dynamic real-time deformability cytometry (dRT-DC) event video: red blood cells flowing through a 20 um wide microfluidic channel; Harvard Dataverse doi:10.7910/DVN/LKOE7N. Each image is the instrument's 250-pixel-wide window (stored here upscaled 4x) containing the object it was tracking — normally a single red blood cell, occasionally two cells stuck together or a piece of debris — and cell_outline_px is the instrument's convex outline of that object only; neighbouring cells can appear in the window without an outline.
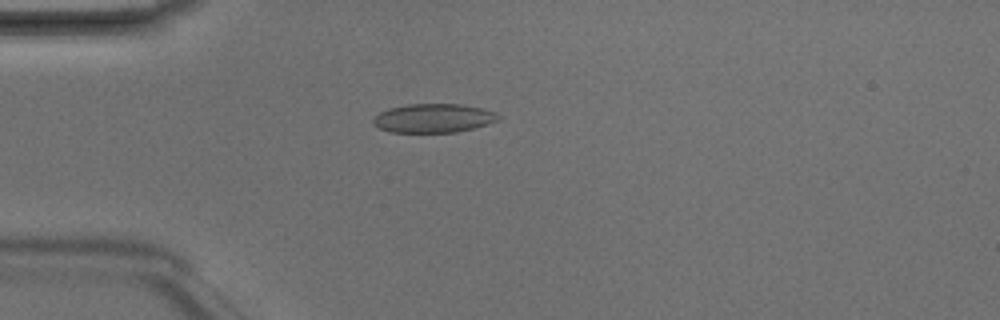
{"species": "Egyptian fruit bat (a non-hibernating species)", "species_latin": "Rousettus aegyptiacus", "temperature_condition": "room temperature", "stored_images_in_passage": 5, "camera_frame_rate_fps": 3000, "um_per_image_px": 0.085, "animal": {"sex": "male"}, "frame": {"image": 1, "passage_image": 4, "time_ms": 1.0, "image_size_px": [1000, 320], "cell_outline_px": [[500, 116], [496, 120], [488, 124], [456, 132], [388, 132], [372, 124], [372, 120], [380, 112], [388, 108], [408, 104], [460, 104], [480, 108], [496, 112]], "centroid_in_image_um": [36.81, 10.04], "position_along_channel_um": 48.2, "area_um2": 20.92}}